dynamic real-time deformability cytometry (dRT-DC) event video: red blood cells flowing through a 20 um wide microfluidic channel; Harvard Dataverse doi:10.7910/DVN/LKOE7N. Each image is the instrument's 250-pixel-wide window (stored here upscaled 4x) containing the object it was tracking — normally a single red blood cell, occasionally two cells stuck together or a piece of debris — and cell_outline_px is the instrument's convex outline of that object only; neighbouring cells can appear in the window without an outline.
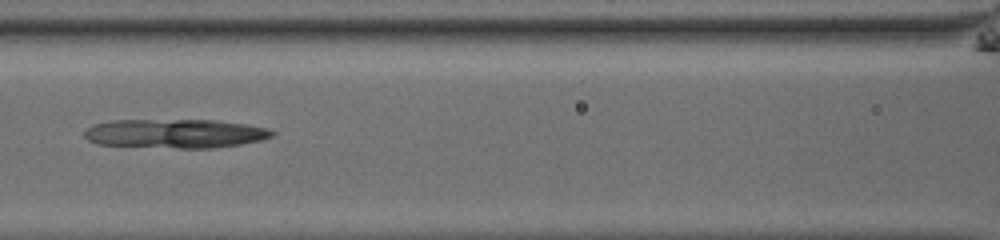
{"species": "common noctule bat (a hibernating species)", "species_latin": "Nyctalus noctula", "temperature_condition": "room temperature", "stored_images_in_passage": 14, "camera_frame_rate_fps": 3000, "um_per_image_px": 0.085, "animal": {"sex": "male", "body_mass_g": 13.0, "forearm_length_mm": 53.1}, "frame": {"image": 1, "passage_image": 10, "time_ms": 3.0, "image_size_px": [1000, 240], "cell_outline_px": [[276, 136], [260, 140], [240, 144], [212, 148], [180, 148], [96, 144], [88, 140], [84, 136], [84, 132], [92, 124], [112, 120], [216, 120], [248, 124], [268, 128], [276, 132]], "centroid_in_image_um": [14.93, 11.34], "position_along_channel_um": 151.7, "area_um2": 31.91}}